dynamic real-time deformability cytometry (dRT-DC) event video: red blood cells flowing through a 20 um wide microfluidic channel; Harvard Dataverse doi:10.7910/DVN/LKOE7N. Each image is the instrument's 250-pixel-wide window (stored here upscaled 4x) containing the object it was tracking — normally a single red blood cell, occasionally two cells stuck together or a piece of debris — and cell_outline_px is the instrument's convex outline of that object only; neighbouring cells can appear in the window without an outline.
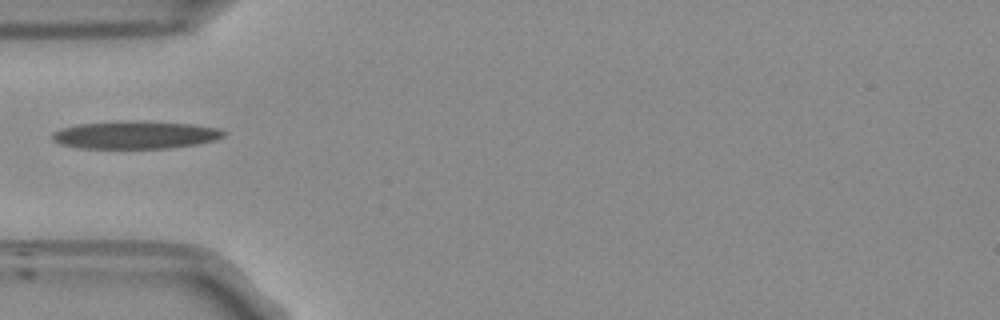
{"species": "Egyptian fruit bat (a non-hibernating species)", "species_latin": "Rousettus aegyptiacus", "temperature_condition": "room temperature", "stored_images_in_passage": 37, "camera_frame_rate_fps": 3000, "um_per_image_px": 0.085, "frame": {"image": 1, "passage_image": 1, "time_ms": 0.0, "image_size_px": [1000, 320], "cell_outline_px": [[224, 136], [216, 140], [196, 144], [168, 148], [80, 148], [60, 144], [52, 140], [52, 132], [64, 128], [80, 124], [120, 120], [136, 120], [192, 124], [220, 128], [224, 132]], "centroid_in_image_um": [11.51, 11.46], "position_along_channel_um": 73.5, "area_um2": 27.86}}
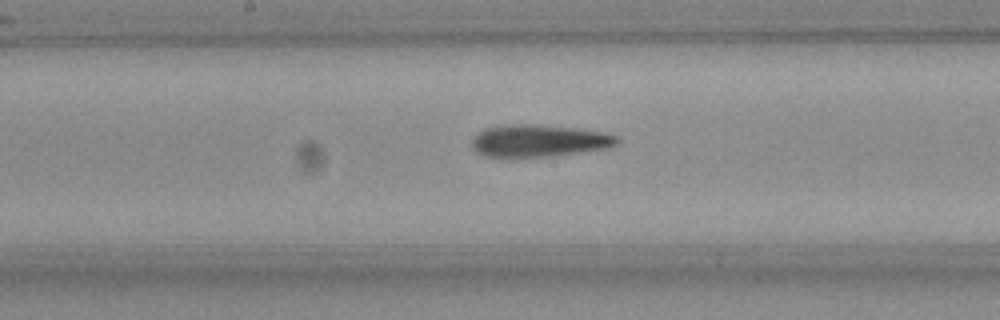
{"frame": {"image": 2, "passage_image": 11, "time_ms": 3.333, "image_size_px": [1000, 320], "cell_outline_px": [[620, 140], [616, 144], [608, 148], [552, 156], [504, 160], [484, 156], [472, 144], [472, 140], [484, 128], [500, 124], [536, 124], [580, 128], [604, 132], [620, 136]], "centroid_in_image_um": [45.81, 11.98], "position_along_channel_um": 202.4, "area_um2": 28.15}}
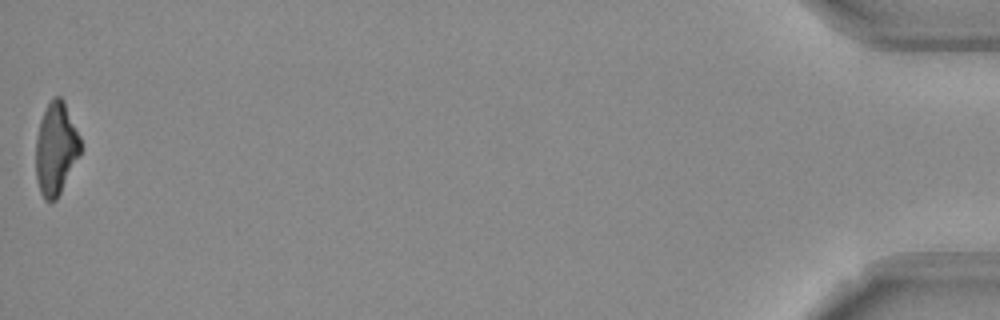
{"frame": {"image": 3, "passage_image": 37, "time_ms": 12.0, "image_size_px": [1000, 320], "cell_outline_px": [[80, 152], [56, 200], [44, 200], [40, 192], [36, 180], [36, 140], [40, 120], [52, 96], [60, 96], [64, 100], [80, 136]], "centroid_in_image_um": [4.73, 12.61], "position_along_channel_um": 430.5, "area_um2": 23.76}}